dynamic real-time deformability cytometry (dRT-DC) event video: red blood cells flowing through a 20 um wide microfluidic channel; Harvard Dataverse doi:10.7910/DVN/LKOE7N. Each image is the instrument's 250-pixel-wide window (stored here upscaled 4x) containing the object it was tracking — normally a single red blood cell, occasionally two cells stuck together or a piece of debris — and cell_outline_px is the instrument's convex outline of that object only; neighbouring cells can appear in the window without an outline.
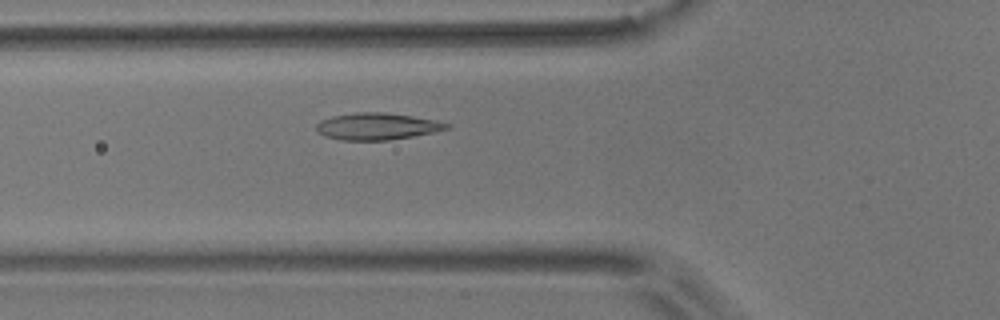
{"species": "common noctule bat (a hibernating species)", "species_latin": "Nyctalus noctula", "temperature_condition": "room temperature", "stored_images_in_passage": 33, "camera_frame_rate_fps": 3000, "um_per_image_px": 0.085, "animal": {"sex": "male", "body_mass_g": 17.9}, "frame": {"image": 1, "passage_image": 4, "time_ms": 1.0, "image_size_px": [1000, 320], "cell_outline_px": [[452, 128], [412, 136], [388, 140], [340, 140], [324, 136], [316, 128], [316, 124], [320, 120], [332, 116], [356, 112], [384, 112], [412, 116], [436, 120], [452, 124]], "centroid_in_image_um": [32.06, 10.73], "position_along_channel_um": 93.7, "area_um2": 20.4}}
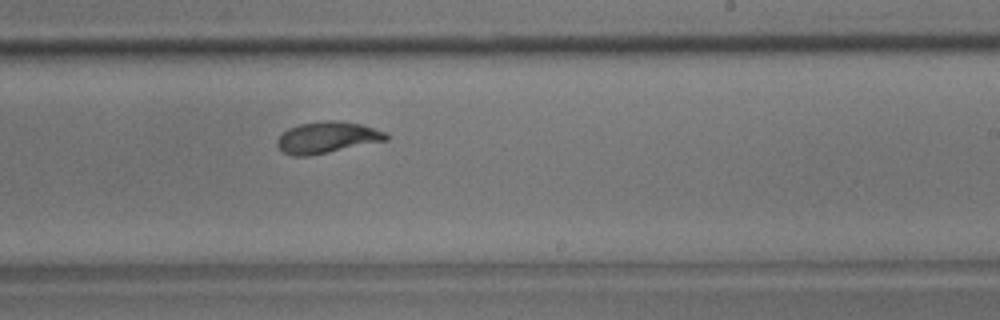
{"frame": {"image": 2, "passage_image": 18, "time_ms": 5.667, "image_size_px": [1000, 320], "cell_outline_px": [[388, 140], [308, 156], [292, 156], [284, 152], [276, 144], [276, 140], [288, 128], [300, 124], [324, 120], [336, 120], [360, 124], [388, 132]], "centroid_in_image_um": [27.82, 11.68], "position_along_channel_um": 261.2, "area_um2": 19.88}}
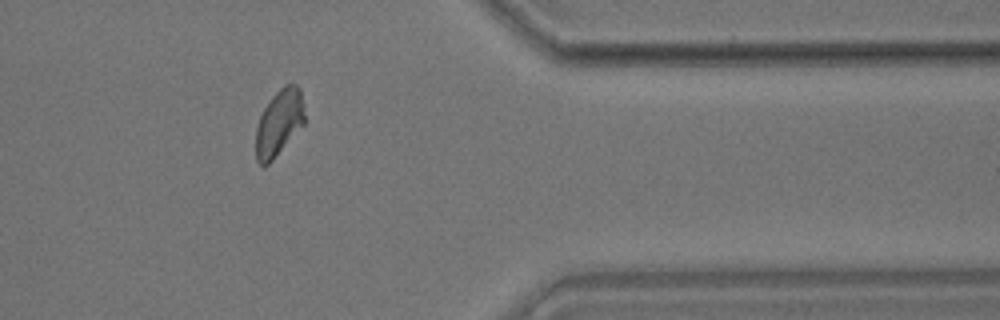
{"frame": {"image": 3, "passage_image": 30, "time_ms": 9.667, "image_size_px": [1000, 320], "cell_outline_px": [[304, 124], [272, 160], [264, 168], [256, 160], [256, 128], [260, 116], [264, 108], [272, 96], [284, 84], [296, 84], [300, 88], [304, 104]], "centroid_in_image_um": [23.72, 10.42], "position_along_channel_um": 387.7, "area_um2": 18.79}, "authors_computed_cell_mechanics": {"area_um2": 19.8832, "velocity_mm_per_s": 3.5884, "shape_relaxation_time_tau1_ms": 3.2982, "shape_relaxation_time_tau2_ms": 1.1376, "deformation_change_tau1": 0.1314, "deformation_change_tau2": 0.0416}}